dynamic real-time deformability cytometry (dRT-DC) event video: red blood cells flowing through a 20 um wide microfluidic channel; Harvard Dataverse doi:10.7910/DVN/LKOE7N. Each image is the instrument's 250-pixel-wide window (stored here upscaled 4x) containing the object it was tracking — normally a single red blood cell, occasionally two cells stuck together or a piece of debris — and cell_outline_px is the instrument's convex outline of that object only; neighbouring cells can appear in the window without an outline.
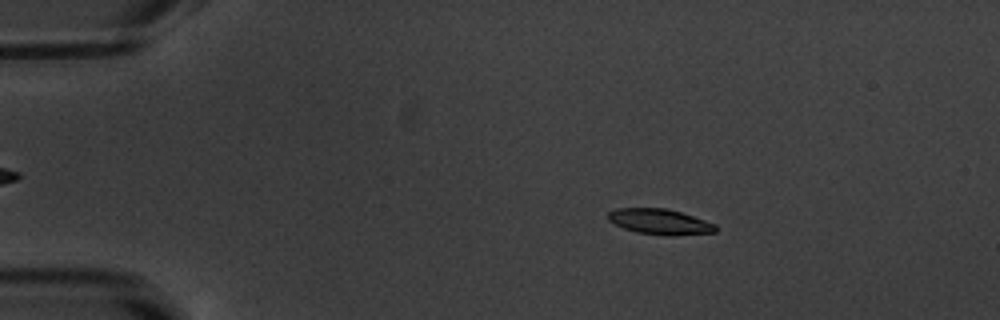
{"species": "common noctule bat (a hibernating species)", "species_latin": "Nyctalus noctula", "temperature_condition": "warm", "stored_images_in_passage": 54, "camera_frame_rate_fps": 3000, "um_per_image_px": 0.085, "animal": {"sex": "male", "body_mass_g": 20.1, "forearm_length_mm": 53.5}, "frame": {"image": 1, "passage_image": 10, "time_ms": 3.0, "image_size_px": [1000, 320], "cell_outline_px": [[716, 232], [676, 236], [668, 236], [636, 232], [624, 228], [608, 220], [608, 212], [616, 208], [664, 208], [680, 212], [716, 224]], "centroid_in_image_um": [56.09, 18.85], "position_along_channel_um": 28.9, "area_um2": 15.95}}
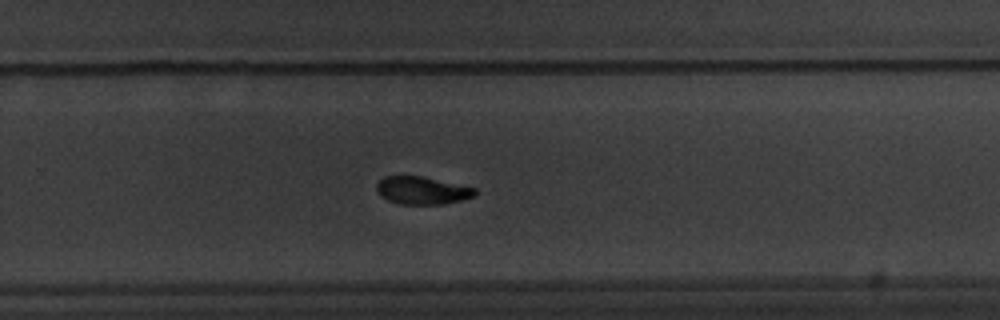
{"frame": {"image": 2, "passage_image": 36, "time_ms": 11.667, "image_size_px": [1000, 320], "cell_outline_px": [[476, 196], [444, 204], [400, 204], [388, 200], [380, 196], [376, 188], [376, 184], [384, 176], [424, 176], [476, 188]], "centroid_in_image_um": [35.88, 16.18], "position_along_channel_um": 293.9, "area_um2": 15.95}}
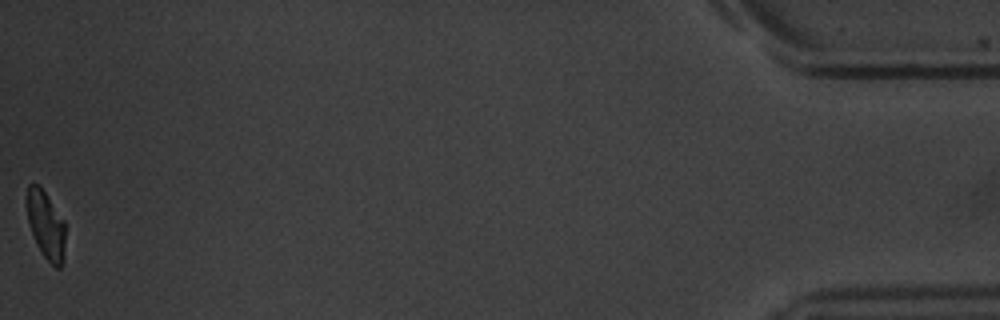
{"frame": {"image": 3, "passage_image": 54, "time_ms": 17.667, "image_size_px": [1000, 320], "cell_outline_px": [[64, 260], [60, 268], [56, 268], [44, 256], [36, 244], [28, 224], [28, 184], [36, 184], [44, 192], [64, 220]], "centroid_in_image_um": [3.92, 19.19], "position_along_channel_um": 431.3, "area_um2": 14.8}, "authors_computed_cell_mechanics": {"area_um2": 16.6753, "velocity_mm_per_s": 3.8102, "shape_relaxation_time_tau1_ms": 3.2117, "shape_relaxation_time_tau2_ms": 3.8837, "deformation_change_tau1": 0.1405, "deformation_change_tau2": 0.0799}}